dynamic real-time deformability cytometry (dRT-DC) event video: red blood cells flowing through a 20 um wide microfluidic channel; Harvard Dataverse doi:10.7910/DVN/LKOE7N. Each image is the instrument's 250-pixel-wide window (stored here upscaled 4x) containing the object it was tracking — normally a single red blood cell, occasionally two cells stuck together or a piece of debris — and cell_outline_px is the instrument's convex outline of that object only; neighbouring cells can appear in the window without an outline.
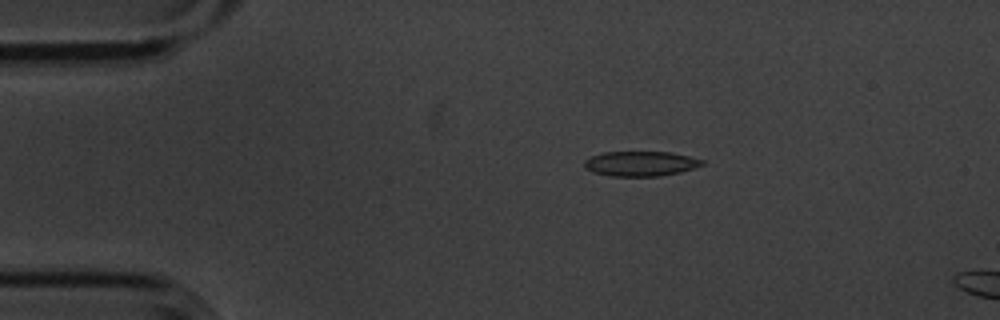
{"species": "common noctule bat (a hibernating species)", "species_latin": "Nyctalus noctula", "temperature_condition": "cold", "stored_images_in_passage": 4, "camera_frame_rate_fps": 3000, "um_per_image_px": 0.085, "animal": {"sex": "male", "body_mass_g": 20.1, "forearm_length_mm": 53.5}, "frame": {"image": 1, "passage_image": 3, "time_ms": 0.667, "image_size_px": [1000, 320], "cell_outline_px": [[704, 164], [680, 172], [660, 176], [612, 176], [592, 172], [584, 168], [584, 160], [592, 156], [604, 152], [668, 152], [688, 156], [704, 160]], "centroid_in_image_um": [54.42, 13.91], "position_along_channel_um": 30.6, "area_um2": 16.99}}